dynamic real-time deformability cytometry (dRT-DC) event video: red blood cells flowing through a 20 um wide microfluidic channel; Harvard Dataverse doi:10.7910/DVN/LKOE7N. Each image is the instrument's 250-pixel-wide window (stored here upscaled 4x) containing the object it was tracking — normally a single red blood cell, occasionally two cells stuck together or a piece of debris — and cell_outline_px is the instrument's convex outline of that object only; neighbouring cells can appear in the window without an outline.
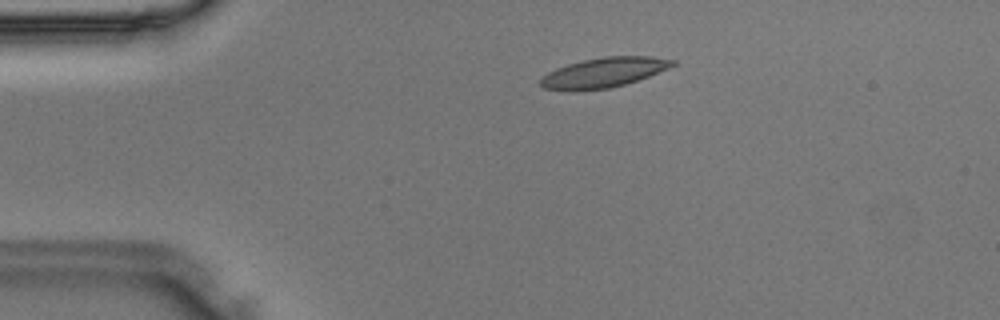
{"species": "Egyptian fruit bat (a non-hibernating species)", "species_latin": "Rousettus aegyptiacus", "temperature_condition": "room temperature", "stored_images_in_passage": 47, "camera_frame_rate_fps": 3000, "um_per_image_px": 0.085, "animal": {"sex": "male"}, "frame": {"image": 1, "passage_image": 9, "time_ms": 2.667, "image_size_px": [1000, 320], "cell_outline_px": [[676, 64], [668, 68], [648, 76], [624, 84], [608, 88], [572, 92], [544, 88], [540, 84], [540, 76], [556, 68], [568, 64], [584, 60], [604, 56], [652, 56], [676, 60]], "centroid_in_image_um": [51.27, 6.17], "position_along_channel_um": 33.7, "area_um2": 23.06}}
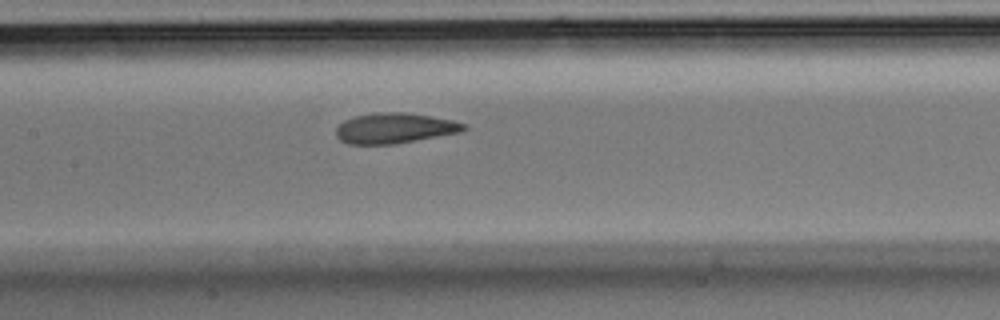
{"frame": {"image": 2, "passage_image": 22, "time_ms": 7.0, "image_size_px": [1000, 320], "cell_outline_px": [[468, 128], [460, 132], [396, 144], [348, 144], [340, 140], [336, 136], [336, 128], [344, 120], [356, 116], [372, 112], [404, 112], [432, 116], [452, 120], [468, 124]], "centroid_in_image_um": [33.55, 10.89], "position_along_channel_um": 173.8, "area_um2": 22.77}}
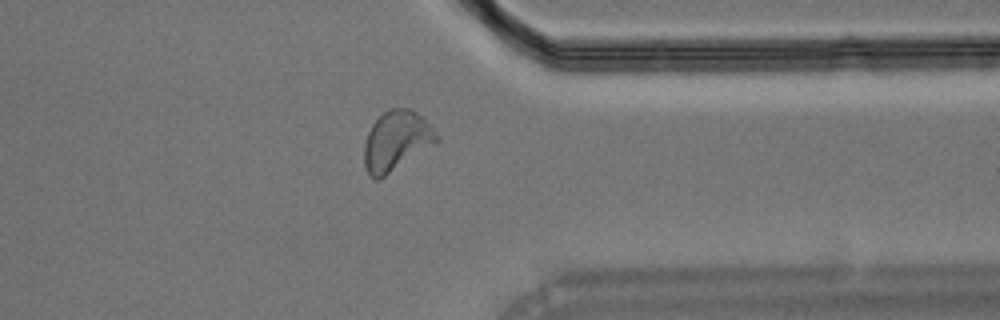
{"frame": {"image": 3, "passage_image": 37, "time_ms": 12.0, "image_size_px": [1000, 320], "cell_outline_px": [[440, 140], [384, 176], [376, 180], [368, 176], [364, 164], [364, 144], [368, 132], [372, 124], [384, 112], [392, 108], [412, 108], [440, 136]], "centroid_in_image_um": [33.66, 11.97], "position_along_channel_um": 377.7, "area_um2": 24.85}}